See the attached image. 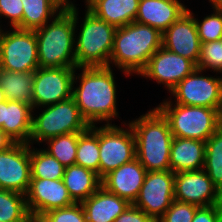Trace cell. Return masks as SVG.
Here are the masks:
<instances>
[{"label": "cell", "instance_id": "cell-6", "mask_svg": "<svg viewBox=\"0 0 222 222\" xmlns=\"http://www.w3.org/2000/svg\"><path fill=\"white\" fill-rule=\"evenodd\" d=\"M116 29L86 9L79 34H75L76 68L108 67Z\"/></svg>", "mask_w": 222, "mask_h": 222}, {"label": "cell", "instance_id": "cell-22", "mask_svg": "<svg viewBox=\"0 0 222 222\" xmlns=\"http://www.w3.org/2000/svg\"><path fill=\"white\" fill-rule=\"evenodd\" d=\"M205 142L173 137L170 150V170L173 173L203 169Z\"/></svg>", "mask_w": 222, "mask_h": 222}, {"label": "cell", "instance_id": "cell-13", "mask_svg": "<svg viewBox=\"0 0 222 222\" xmlns=\"http://www.w3.org/2000/svg\"><path fill=\"white\" fill-rule=\"evenodd\" d=\"M30 181V144L15 143L0 151V189L26 195Z\"/></svg>", "mask_w": 222, "mask_h": 222}, {"label": "cell", "instance_id": "cell-26", "mask_svg": "<svg viewBox=\"0 0 222 222\" xmlns=\"http://www.w3.org/2000/svg\"><path fill=\"white\" fill-rule=\"evenodd\" d=\"M75 165L88 168L99 176V127L91 125L78 133V146Z\"/></svg>", "mask_w": 222, "mask_h": 222}, {"label": "cell", "instance_id": "cell-27", "mask_svg": "<svg viewBox=\"0 0 222 222\" xmlns=\"http://www.w3.org/2000/svg\"><path fill=\"white\" fill-rule=\"evenodd\" d=\"M23 4V30L43 27L60 12L49 0H21Z\"/></svg>", "mask_w": 222, "mask_h": 222}, {"label": "cell", "instance_id": "cell-5", "mask_svg": "<svg viewBox=\"0 0 222 222\" xmlns=\"http://www.w3.org/2000/svg\"><path fill=\"white\" fill-rule=\"evenodd\" d=\"M168 99L156 108L168 120L173 137L206 142L222 126L218 109L174 104Z\"/></svg>", "mask_w": 222, "mask_h": 222}, {"label": "cell", "instance_id": "cell-24", "mask_svg": "<svg viewBox=\"0 0 222 222\" xmlns=\"http://www.w3.org/2000/svg\"><path fill=\"white\" fill-rule=\"evenodd\" d=\"M62 180L75 203H82L101 187L96 172L78 165L65 167Z\"/></svg>", "mask_w": 222, "mask_h": 222}, {"label": "cell", "instance_id": "cell-36", "mask_svg": "<svg viewBox=\"0 0 222 222\" xmlns=\"http://www.w3.org/2000/svg\"><path fill=\"white\" fill-rule=\"evenodd\" d=\"M8 18L12 28L22 29L23 4L21 0H0V19ZM2 24L0 25L1 29Z\"/></svg>", "mask_w": 222, "mask_h": 222}, {"label": "cell", "instance_id": "cell-16", "mask_svg": "<svg viewBox=\"0 0 222 222\" xmlns=\"http://www.w3.org/2000/svg\"><path fill=\"white\" fill-rule=\"evenodd\" d=\"M195 68L197 66L191 60L161 46L151 56L139 76L155 80L158 84L162 83L170 92L180 81L190 75Z\"/></svg>", "mask_w": 222, "mask_h": 222}, {"label": "cell", "instance_id": "cell-33", "mask_svg": "<svg viewBox=\"0 0 222 222\" xmlns=\"http://www.w3.org/2000/svg\"><path fill=\"white\" fill-rule=\"evenodd\" d=\"M197 67L206 72V69L222 73V40L201 44Z\"/></svg>", "mask_w": 222, "mask_h": 222}, {"label": "cell", "instance_id": "cell-31", "mask_svg": "<svg viewBox=\"0 0 222 222\" xmlns=\"http://www.w3.org/2000/svg\"><path fill=\"white\" fill-rule=\"evenodd\" d=\"M45 142L48 147L44 150L56 158L64 167L75 165L78 133L60 135Z\"/></svg>", "mask_w": 222, "mask_h": 222}, {"label": "cell", "instance_id": "cell-28", "mask_svg": "<svg viewBox=\"0 0 222 222\" xmlns=\"http://www.w3.org/2000/svg\"><path fill=\"white\" fill-rule=\"evenodd\" d=\"M32 217L26 205V195L0 189V221L30 222Z\"/></svg>", "mask_w": 222, "mask_h": 222}, {"label": "cell", "instance_id": "cell-34", "mask_svg": "<svg viewBox=\"0 0 222 222\" xmlns=\"http://www.w3.org/2000/svg\"><path fill=\"white\" fill-rule=\"evenodd\" d=\"M40 222H87L81 203L59 208L45 213Z\"/></svg>", "mask_w": 222, "mask_h": 222}, {"label": "cell", "instance_id": "cell-43", "mask_svg": "<svg viewBox=\"0 0 222 222\" xmlns=\"http://www.w3.org/2000/svg\"><path fill=\"white\" fill-rule=\"evenodd\" d=\"M6 99H5V96H4V93H3V91L1 90V88H0V102H3V101H5Z\"/></svg>", "mask_w": 222, "mask_h": 222}, {"label": "cell", "instance_id": "cell-29", "mask_svg": "<svg viewBox=\"0 0 222 222\" xmlns=\"http://www.w3.org/2000/svg\"><path fill=\"white\" fill-rule=\"evenodd\" d=\"M203 170L222 193V126L205 142Z\"/></svg>", "mask_w": 222, "mask_h": 222}, {"label": "cell", "instance_id": "cell-38", "mask_svg": "<svg viewBox=\"0 0 222 222\" xmlns=\"http://www.w3.org/2000/svg\"><path fill=\"white\" fill-rule=\"evenodd\" d=\"M114 222H155L144 211L131 204Z\"/></svg>", "mask_w": 222, "mask_h": 222}, {"label": "cell", "instance_id": "cell-7", "mask_svg": "<svg viewBox=\"0 0 222 222\" xmlns=\"http://www.w3.org/2000/svg\"><path fill=\"white\" fill-rule=\"evenodd\" d=\"M45 108V109H43ZM43 111L32 119L29 144H42L50 138L70 133H82L90 125L82 117L73 97L56 104L43 106Z\"/></svg>", "mask_w": 222, "mask_h": 222}, {"label": "cell", "instance_id": "cell-37", "mask_svg": "<svg viewBox=\"0 0 222 222\" xmlns=\"http://www.w3.org/2000/svg\"><path fill=\"white\" fill-rule=\"evenodd\" d=\"M192 222H222V204L199 207Z\"/></svg>", "mask_w": 222, "mask_h": 222}, {"label": "cell", "instance_id": "cell-12", "mask_svg": "<svg viewBox=\"0 0 222 222\" xmlns=\"http://www.w3.org/2000/svg\"><path fill=\"white\" fill-rule=\"evenodd\" d=\"M175 173L171 170L149 171L133 205L155 222L174 201Z\"/></svg>", "mask_w": 222, "mask_h": 222}, {"label": "cell", "instance_id": "cell-40", "mask_svg": "<svg viewBox=\"0 0 222 222\" xmlns=\"http://www.w3.org/2000/svg\"><path fill=\"white\" fill-rule=\"evenodd\" d=\"M15 142L0 128V151L7 150Z\"/></svg>", "mask_w": 222, "mask_h": 222}, {"label": "cell", "instance_id": "cell-35", "mask_svg": "<svg viewBox=\"0 0 222 222\" xmlns=\"http://www.w3.org/2000/svg\"><path fill=\"white\" fill-rule=\"evenodd\" d=\"M198 208L197 205L174 200L156 222H192Z\"/></svg>", "mask_w": 222, "mask_h": 222}, {"label": "cell", "instance_id": "cell-11", "mask_svg": "<svg viewBox=\"0 0 222 222\" xmlns=\"http://www.w3.org/2000/svg\"><path fill=\"white\" fill-rule=\"evenodd\" d=\"M76 67L41 68L34 71L33 110L72 97Z\"/></svg>", "mask_w": 222, "mask_h": 222}, {"label": "cell", "instance_id": "cell-3", "mask_svg": "<svg viewBox=\"0 0 222 222\" xmlns=\"http://www.w3.org/2000/svg\"><path fill=\"white\" fill-rule=\"evenodd\" d=\"M136 143V158L149 171L170 170L173 135L168 120L155 107L128 122Z\"/></svg>", "mask_w": 222, "mask_h": 222}, {"label": "cell", "instance_id": "cell-21", "mask_svg": "<svg viewBox=\"0 0 222 222\" xmlns=\"http://www.w3.org/2000/svg\"><path fill=\"white\" fill-rule=\"evenodd\" d=\"M33 107L19 101H3V126L1 129L15 143L29 144L32 132Z\"/></svg>", "mask_w": 222, "mask_h": 222}, {"label": "cell", "instance_id": "cell-25", "mask_svg": "<svg viewBox=\"0 0 222 222\" xmlns=\"http://www.w3.org/2000/svg\"><path fill=\"white\" fill-rule=\"evenodd\" d=\"M34 71L14 72L0 68V88L6 100L28 103L33 107Z\"/></svg>", "mask_w": 222, "mask_h": 222}, {"label": "cell", "instance_id": "cell-1", "mask_svg": "<svg viewBox=\"0 0 222 222\" xmlns=\"http://www.w3.org/2000/svg\"><path fill=\"white\" fill-rule=\"evenodd\" d=\"M82 69V70H81ZM75 72L72 97L82 117L91 125L112 124L118 118L116 81L111 67H78ZM80 80L79 86H74ZM111 120V123H110ZM99 122V123H98Z\"/></svg>", "mask_w": 222, "mask_h": 222}, {"label": "cell", "instance_id": "cell-39", "mask_svg": "<svg viewBox=\"0 0 222 222\" xmlns=\"http://www.w3.org/2000/svg\"><path fill=\"white\" fill-rule=\"evenodd\" d=\"M60 12H72L76 10L75 4L70 0H49Z\"/></svg>", "mask_w": 222, "mask_h": 222}, {"label": "cell", "instance_id": "cell-18", "mask_svg": "<svg viewBox=\"0 0 222 222\" xmlns=\"http://www.w3.org/2000/svg\"><path fill=\"white\" fill-rule=\"evenodd\" d=\"M147 170L137 158L109 172L101 179L107 191L133 204L144 183Z\"/></svg>", "mask_w": 222, "mask_h": 222}, {"label": "cell", "instance_id": "cell-10", "mask_svg": "<svg viewBox=\"0 0 222 222\" xmlns=\"http://www.w3.org/2000/svg\"><path fill=\"white\" fill-rule=\"evenodd\" d=\"M202 73V74H201ZM195 70L180 81L171 91L176 104L216 108L222 112V76H203Z\"/></svg>", "mask_w": 222, "mask_h": 222}, {"label": "cell", "instance_id": "cell-23", "mask_svg": "<svg viewBox=\"0 0 222 222\" xmlns=\"http://www.w3.org/2000/svg\"><path fill=\"white\" fill-rule=\"evenodd\" d=\"M140 0H89L85 4L96 17L116 28L135 21Z\"/></svg>", "mask_w": 222, "mask_h": 222}, {"label": "cell", "instance_id": "cell-8", "mask_svg": "<svg viewBox=\"0 0 222 222\" xmlns=\"http://www.w3.org/2000/svg\"><path fill=\"white\" fill-rule=\"evenodd\" d=\"M114 124L99 126V177L136 158V143L131 126Z\"/></svg>", "mask_w": 222, "mask_h": 222}, {"label": "cell", "instance_id": "cell-41", "mask_svg": "<svg viewBox=\"0 0 222 222\" xmlns=\"http://www.w3.org/2000/svg\"><path fill=\"white\" fill-rule=\"evenodd\" d=\"M209 3L212 4L213 9H221L222 10V0H209Z\"/></svg>", "mask_w": 222, "mask_h": 222}, {"label": "cell", "instance_id": "cell-42", "mask_svg": "<svg viewBox=\"0 0 222 222\" xmlns=\"http://www.w3.org/2000/svg\"><path fill=\"white\" fill-rule=\"evenodd\" d=\"M3 126V102H0V128Z\"/></svg>", "mask_w": 222, "mask_h": 222}, {"label": "cell", "instance_id": "cell-15", "mask_svg": "<svg viewBox=\"0 0 222 222\" xmlns=\"http://www.w3.org/2000/svg\"><path fill=\"white\" fill-rule=\"evenodd\" d=\"M75 204L63 180L31 178L26 193V205L32 219L39 220L45 213Z\"/></svg>", "mask_w": 222, "mask_h": 222}, {"label": "cell", "instance_id": "cell-2", "mask_svg": "<svg viewBox=\"0 0 222 222\" xmlns=\"http://www.w3.org/2000/svg\"><path fill=\"white\" fill-rule=\"evenodd\" d=\"M161 46L162 33L149 25L131 22L116 29L108 67L115 65L126 77L139 75Z\"/></svg>", "mask_w": 222, "mask_h": 222}, {"label": "cell", "instance_id": "cell-44", "mask_svg": "<svg viewBox=\"0 0 222 222\" xmlns=\"http://www.w3.org/2000/svg\"><path fill=\"white\" fill-rule=\"evenodd\" d=\"M30 222H40V221L37 219H32Z\"/></svg>", "mask_w": 222, "mask_h": 222}, {"label": "cell", "instance_id": "cell-19", "mask_svg": "<svg viewBox=\"0 0 222 222\" xmlns=\"http://www.w3.org/2000/svg\"><path fill=\"white\" fill-rule=\"evenodd\" d=\"M188 8L179 0H140L135 22L166 31Z\"/></svg>", "mask_w": 222, "mask_h": 222}, {"label": "cell", "instance_id": "cell-20", "mask_svg": "<svg viewBox=\"0 0 222 222\" xmlns=\"http://www.w3.org/2000/svg\"><path fill=\"white\" fill-rule=\"evenodd\" d=\"M81 205L87 222H114L131 204L101 186Z\"/></svg>", "mask_w": 222, "mask_h": 222}, {"label": "cell", "instance_id": "cell-4", "mask_svg": "<svg viewBox=\"0 0 222 222\" xmlns=\"http://www.w3.org/2000/svg\"><path fill=\"white\" fill-rule=\"evenodd\" d=\"M78 16V8L72 12H59L51 23L35 30L39 67H76L75 33L79 30Z\"/></svg>", "mask_w": 222, "mask_h": 222}, {"label": "cell", "instance_id": "cell-32", "mask_svg": "<svg viewBox=\"0 0 222 222\" xmlns=\"http://www.w3.org/2000/svg\"><path fill=\"white\" fill-rule=\"evenodd\" d=\"M198 36L202 43L222 40V10L213 9V13L201 21L194 17Z\"/></svg>", "mask_w": 222, "mask_h": 222}, {"label": "cell", "instance_id": "cell-9", "mask_svg": "<svg viewBox=\"0 0 222 222\" xmlns=\"http://www.w3.org/2000/svg\"><path fill=\"white\" fill-rule=\"evenodd\" d=\"M0 29V68L28 72L39 68L37 39L34 30Z\"/></svg>", "mask_w": 222, "mask_h": 222}, {"label": "cell", "instance_id": "cell-14", "mask_svg": "<svg viewBox=\"0 0 222 222\" xmlns=\"http://www.w3.org/2000/svg\"><path fill=\"white\" fill-rule=\"evenodd\" d=\"M174 200L206 207L222 204V193L203 169L183 171L175 173Z\"/></svg>", "mask_w": 222, "mask_h": 222}, {"label": "cell", "instance_id": "cell-17", "mask_svg": "<svg viewBox=\"0 0 222 222\" xmlns=\"http://www.w3.org/2000/svg\"><path fill=\"white\" fill-rule=\"evenodd\" d=\"M162 46L191 60L197 66L201 41L198 36L194 13L189 8L187 12L162 33Z\"/></svg>", "mask_w": 222, "mask_h": 222}, {"label": "cell", "instance_id": "cell-30", "mask_svg": "<svg viewBox=\"0 0 222 222\" xmlns=\"http://www.w3.org/2000/svg\"><path fill=\"white\" fill-rule=\"evenodd\" d=\"M31 146L30 144L31 178L62 179L65 167L43 148L35 150Z\"/></svg>", "mask_w": 222, "mask_h": 222}]
</instances>
